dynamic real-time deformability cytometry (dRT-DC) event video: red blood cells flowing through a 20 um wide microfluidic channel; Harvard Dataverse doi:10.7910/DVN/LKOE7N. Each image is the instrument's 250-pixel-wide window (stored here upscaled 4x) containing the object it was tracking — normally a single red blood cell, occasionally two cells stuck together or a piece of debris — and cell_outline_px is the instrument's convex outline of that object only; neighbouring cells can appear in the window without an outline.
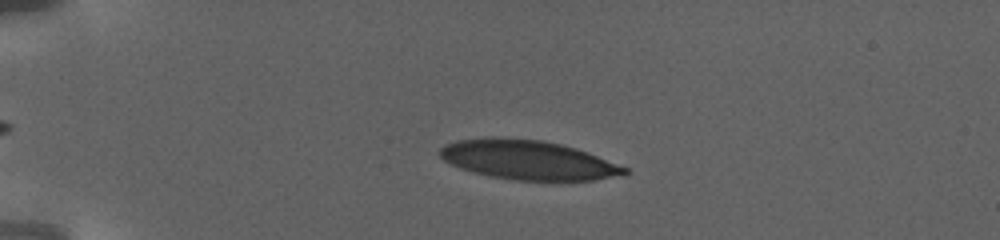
{"species": "human", "species_latin": "Homo sapiens", "temperature_condition": "warm", "stored_images_in_passage": 53, "camera_frame_rate_fps": 3000, "um_per_image_px": 0.085, "donor": {"sex": "female"}, "frame": {"image": 1, "passage_image": 20, "time_ms": 5.667, "image_size_px": [1000, 240], "cell_outline_px": [[632, 172], [624, 176], [596, 180], [512, 180], [472, 172], [460, 168], [444, 160], [440, 156], [440, 148], [444, 144], [460, 140], [544, 140], [576, 148], [628, 168]], "centroid_in_image_um": [44.99, 13.64], "position_along_channel_um": 40.0, "area_um2": 41.27}}
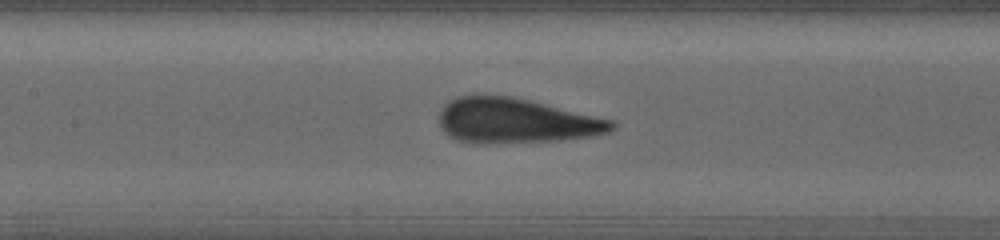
{"frame": {"image": 2, "passage_image": 29, "time_ms": 12.0, "image_size_px": [1000, 240], "cell_outline_px": [[616, 128], [608, 132], [596, 136], [560, 140], [476, 144], [456, 140], [448, 136], [444, 132], [440, 124], [440, 112], [444, 104], [448, 100], [456, 96], [512, 96], [616, 120]], "centroid_in_image_um": [43.88, 10.27], "position_along_channel_um": 163.5, "area_um2": 45.55}}
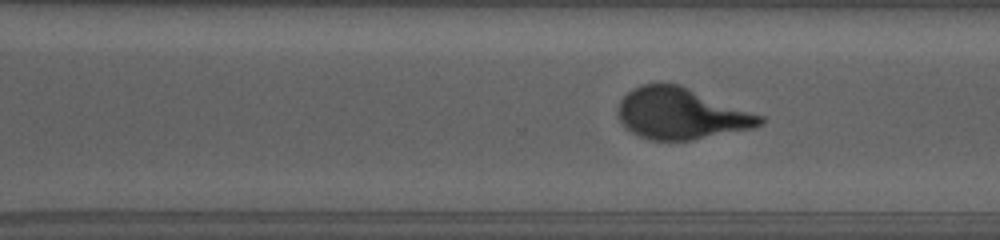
{"frame": {"image": 3, "passage_image": 40, "time_ms": 17.333, "image_size_px": [1000, 240], "cell_outline_px": [[764, 124], [752, 128], [692, 140], [652, 140], [640, 136], [624, 128], [616, 112], [620, 100], [632, 88], [640, 84], [680, 84], [764, 116]], "centroid_in_image_um": [57.88, 9.65], "position_along_channel_um": 312.7, "area_um2": 42.48}, "authors_computed_cell_mechanics": {"area_um2": 42.483, "velocity_mm_per_s": 2.8057, "shape_relaxation_time_tau1_ms": 6.0443, "shape_relaxation_time_tau2_ms": null, "deformation_change_tau1": 0.2412, "deformation_change_tau2": null}}